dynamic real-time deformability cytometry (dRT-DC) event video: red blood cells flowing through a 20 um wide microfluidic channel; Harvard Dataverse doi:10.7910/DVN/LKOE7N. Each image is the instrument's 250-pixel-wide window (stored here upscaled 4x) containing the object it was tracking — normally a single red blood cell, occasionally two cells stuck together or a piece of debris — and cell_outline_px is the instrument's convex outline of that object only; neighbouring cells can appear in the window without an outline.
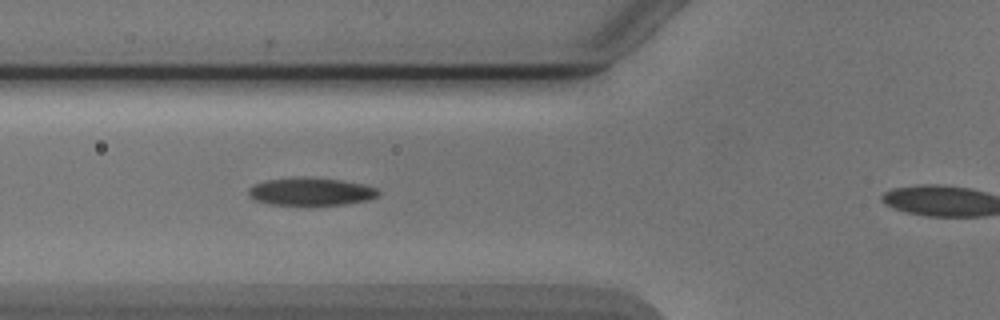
{"species": "Egyptian fruit bat (a non-hibernating species)", "species_latin": "Rousettus aegyptiacus", "temperature_condition": "cold", "stored_images_in_passage": 4, "segment_of_instrument_passage": [1, 2], "camera_frame_rate_fps": 3000, "um_per_image_px": 0.085, "animal": {"sex": "male"}, "frame": {"image": 1, "passage_image": 3, "time_ms": 2.333, "image_size_px": [1000, 320], "cell_outline_px": [[380, 192], [376, 196], [368, 200], [344, 204], [268, 204], [252, 200], [248, 196], [248, 188], [252, 184], [268, 180], [340, 180], [364, 184], [376, 188]], "centroid_in_image_um": [26.4, 16.33], "position_along_channel_um": 99.4, "area_um2": 19.94}}